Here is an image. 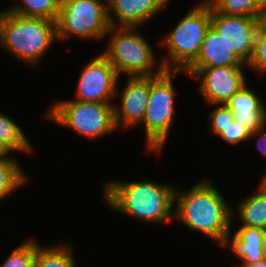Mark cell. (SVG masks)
I'll list each match as a JSON object with an SVG mask.
<instances>
[{"mask_svg": "<svg viewBox=\"0 0 266 267\" xmlns=\"http://www.w3.org/2000/svg\"><path fill=\"white\" fill-rule=\"evenodd\" d=\"M104 182L101 189L103 201L113 212L163 226L174 221L176 186L173 184L147 179Z\"/></svg>", "mask_w": 266, "mask_h": 267, "instance_id": "1", "label": "cell"}, {"mask_svg": "<svg viewBox=\"0 0 266 267\" xmlns=\"http://www.w3.org/2000/svg\"><path fill=\"white\" fill-rule=\"evenodd\" d=\"M209 179L175 190L174 220L203 233L222 248L233 230L232 208Z\"/></svg>", "mask_w": 266, "mask_h": 267, "instance_id": "2", "label": "cell"}, {"mask_svg": "<svg viewBox=\"0 0 266 267\" xmlns=\"http://www.w3.org/2000/svg\"><path fill=\"white\" fill-rule=\"evenodd\" d=\"M57 41L56 21L0 10V46L16 60L38 67L45 52Z\"/></svg>", "mask_w": 266, "mask_h": 267, "instance_id": "3", "label": "cell"}, {"mask_svg": "<svg viewBox=\"0 0 266 267\" xmlns=\"http://www.w3.org/2000/svg\"><path fill=\"white\" fill-rule=\"evenodd\" d=\"M138 27L111 26L106 50L100 52L115 68L118 76H154L165 69ZM153 49V50H152Z\"/></svg>", "mask_w": 266, "mask_h": 267, "instance_id": "4", "label": "cell"}, {"mask_svg": "<svg viewBox=\"0 0 266 267\" xmlns=\"http://www.w3.org/2000/svg\"><path fill=\"white\" fill-rule=\"evenodd\" d=\"M176 23L159 42L167 51V56L164 54L160 61L165 70L185 71L197 59L211 25V7L202 0Z\"/></svg>", "mask_w": 266, "mask_h": 267, "instance_id": "5", "label": "cell"}, {"mask_svg": "<svg viewBox=\"0 0 266 267\" xmlns=\"http://www.w3.org/2000/svg\"><path fill=\"white\" fill-rule=\"evenodd\" d=\"M184 71L164 70L159 75L149 76V100L142 122L144 124L148 152L162 154L175 117L173 77ZM175 88V89H174Z\"/></svg>", "mask_w": 266, "mask_h": 267, "instance_id": "6", "label": "cell"}, {"mask_svg": "<svg viewBox=\"0 0 266 267\" xmlns=\"http://www.w3.org/2000/svg\"><path fill=\"white\" fill-rule=\"evenodd\" d=\"M113 105L75 99H59L51 103L44 116L49 121L76 131L88 140H96L117 131Z\"/></svg>", "mask_w": 266, "mask_h": 267, "instance_id": "7", "label": "cell"}, {"mask_svg": "<svg viewBox=\"0 0 266 267\" xmlns=\"http://www.w3.org/2000/svg\"><path fill=\"white\" fill-rule=\"evenodd\" d=\"M107 0H61L56 21L57 40L72 34L82 40H103L110 28Z\"/></svg>", "mask_w": 266, "mask_h": 267, "instance_id": "8", "label": "cell"}, {"mask_svg": "<svg viewBox=\"0 0 266 267\" xmlns=\"http://www.w3.org/2000/svg\"><path fill=\"white\" fill-rule=\"evenodd\" d=\"M247 66H220V67H188L184 72L199 82L198 92L203 96L204 102L225 104L246 83L243 69Z\"/></svg>", "mask_w": 266, "mask_h": 267, "instance_id": "9", "label": "cell"}, {"mask_svg": "<svg viewBox=\"0 0 266 267\" xmlns=\"http://www.w3.org/2000/svg\"><path fill=\"white\" fill-rule=\"evenodd\" d=\"M115 68L101 54L83 67L78 77L75 100L113 104L120 92ZM115 98V99H114Z\"/></svg>", "mask_w": 266, "mask_h": 267, "instance_id": "10", "label": "cell"}, {"mask_svg": "<svg viewBox=\"0 0 266 267\" xmlns=\"http://www.w3.org/2000/svg\"><path fill=\"white\" fill-rule=\"evenodd\" d=\"M261 19L217 13L211 8V25L244 63L250 61Z\"/></svg>", "mask_w": 266, "mask_h": 267, "instance_id": "11", "label": "cell"}, {"mask_svg": "<svg viewBox=\"0 0 266 267\" xmlns=\"http://www.w3.org/2000/svg\"><path fill=\"white\" fill-rule=\"evenodd\" d=\"M126 81L120 93V105H113L118 130L138 126L144 118L149 100V76L127 77Z\"/></svg>", "mask_w": 266, "mask_h": 267, "instance_id": "12", "label": "cell"}, {"mask_svg": "<svg viewBox=\"0 0 266 267\" xmlns=\"http://www.w3.org/2000/svg\"><path fill=\"white\" fill-rule=\"evenodd\" d=\"M170 0H107L110 26L139 27L167 8Z\"/></svg>", "mask_w": 266, "mask_h": 267, "instance_id": "13", "label": "cell"}, {"mask_svg": "<svg viewBox=\"0 0 266 267\" xmlns=\"http://www.w3.org/2000/svg\"><path fill=\"white\" fill-rule=\"evenodd\" d=\"M258 94L246 83L225 105L231 110L234 120L251 133L266 123V105Z\"/></svg>", "mask_w": 266, "mask_h": 267, "instance_id": "14", "label": "cell"}, {"mask_svg": "<svg viewBox=\"0 0 266 267\" xmlns=\"http://www.w3.org/2000/svg\"><path fill=\"white\" fill-rule=\"evenodd\" d=\"M232 236V237H231ZM232 249L241 264H250L266 258V230L259 227H239L228 235L224 250Z\"/></svg>", "mask_w": 266, "mask_h": 267, "instance_id": "15", "label": "cell"}, {"mask_svg": "<svg viewBox=\"0 0 266 267\" xmlns=\"http://www.w3.org/2000/svg\"><path fill=\"white\" fill-rule=\"evenodd\" d=\"M246 66L210 25L197 59L189 67Z\"/></svg>", "mask_w": 266, "mask_h": 267, "instance_id": "16", "label": "cell"}, {"mask_svg": "<svg viewBox=\"0 0 266 267\" xmlns=\"http://www.w3.org/2000/svg\"><path fill=\"white\" fill-rule=\"evenodd\" d=\"M255 191L252 196L239 201L237 210L232 209V221L237 215L240 227H259L266 230V192L259 186Z\"/></svg>", "mask_w": 266, "mask_h": 267, "instance_id": "17", "label": "cell"}, {"mask_svg": "<svg viewBox=\"0 0 266 267\" xmlns=\"http://www.w3.org/2000/svg\"><path fill=\"white\" fill-rule=\"evenodd\" d=\"M22 127L8 115L0 112V144L8 153L32 154L34 147Z\"/></svg>", "mask_w": 266, "mask_h": 267, "instance_id": "18", "label": "cell"}, {"mask_svg": "<svg viewBox=\"0 0 266 267\" xmlns=\"http://www.w3.org/2000/svg\"><path fill=\"white\" fill-rule=\"evenodd\" d=\"M61 243L48 246L39 245L33 261V267H76L72 245Z\"/></svg>", "mask_w": 266, "mask_h": 267, "instance_id": "19", "label": "cell"}, {"mask_svg": "<svg viewBox=\"0 0 266 267\" xmlns=\"http://www.w3.org/2000/svg\"><path fill=\"white\" fill-rule=\"evenodd\" d=\"M9 153L0 158V201L10 197L29 180L20 163Z\"/></svg>", "mask_w": 266, "mask_h": 267, "instance_id": "20", "label": "cell"}, {"mask_svg": "<svg viewBox=\"0 0 266 267\" xmlns=\"http://www.w3.org/2000/svg\"><path fill=\"white\" fill-rule=\"evenodd\" d=\"M19 2L5 9L26 17L46 18L52 21L58 19L61 0H20Z\"/></svg>", "mask_w": 266, "mask_h": 267, "instance_id": "21", "label": "cell"}, {"mask_svg": "<svg viewBox=\"0 0 266 267\" xmlns=\"http://www.w3.org/2000/svg\"><path fill=\"white\" fill-rule=\"evenodd\" d=\"M217 13L264 18L266 15L255 5L254 0H205Z\"/></svg>", "mask_w": 266, "mask_h": 267, "instance_id": "22", "label": "cell"}, {"mask_svg": "<svg viewBox=\"0 0 266 267\" xmlns=\"http://www.w3.org/2000/svg\"><path fill=\"white\" fill-rule=\"evenodd\" d=\"M34 239L30 237L27 241L19 244L0 267H33L36 249L40 245Z\"/></svg>", "mask_w": 266, "mask_h": 267, "instance_id": "23", "label": "cell"}, {"mask_svg": "<svg viewBox=\"0 0 266 267\" xmlns=\"http://www.w3.org/2000/svg\"><path fill=\"white\" fill-rule=\"evenodd\" d=\"M246 66L259 76L266 74V16L259 23L253 54Z\"/></svg>", "mask_w": 266, "mask_h": 267, "instance_id": "24", "label": "cell"}, {"mask_svg": "<svg viewBox=\"0 0 266 267\" xmlns=\"http://www.w3.org/2000/svg\"><path fill=\"white\" fill-rule=\"evenodd\" d=\"M216 106L208 114L209 129L213 134L218 136L230 123L233 122L234 116L231 110L225 104H213Z\"/></svg>", "mask_w": 266, "mask_h": 267, "instance_id": "25", "label": "cell"}, {"mask_svg": "<svg viewBox=\"0 0 266 267\" xmlns=\"http://www.w3.org/2000/svg\"><path fill=\"white\" fill-rule=\"evenodd\" d=\"M251 132L241 123L233 120L219 135L220 139L231 144L237 145L241 142H248Z\"/></svg>", "mask_w": 266, "mask_h": 267, "instance_id": "26", "label": "cell"}, {"mask_svg": "<svg viewBox=\"0 0 266 267\" xmlns=\"http://www.w3.org/2000/svg\"><path fill=\"white\" fill-rule=\"evenodd\" d=\"M253 138H257L256 147L258 151H260V155L266 156V123L258 130L251 133L249 140Z\"/></svg>", "mask_w": 266, "mask_h": 267, "instance_id": "27", "label": "cell"}, {"mask_svg": "<svg viewBox=\"0 0 266 267\" xmlns=\"http://www.w3.org/2000/svg\"><path fill=\"white\" fill-rule=\"evenodd\" d=\"M234 267H266V258L250 264L234 265Z\"/></svg>", "mask_w": 266, "mask_h": 267, "instance_id": "28", "label": "cell"}, {"mask_svg": "<svg viewBox=\"0 0 266 267\" xmlns=\"http://www.w3.org/2000/svg\"><path fill=\"white\" fill-rule=\"evenodd\" d=\"M255 5L266 15V0H254Z\"/></svg>", "mask_w": 266, "mask_h": 267, "instance_id": "29", "label": "cell"}, {"mask_svg": "<svg viewBox=\"0 0 266 267\" xmlns=\"http://www.w3.org/2000/svg\"><path fill=\"white\" fill-rule=\"evenodd\" d=\"M258 186L266 192V174H264V176L261 177Z\"/></svg>", "mask_w": 266, "mask_h": 267, "instance_id": "30", "label": "cell"}, {"mask_svg": "<svg viewBox=\"0 0 266 267\" xmlns=\"http://www.w3.org/2000/svg\"><path fill=\"white\" fill-rule=\"evenodd\" d=\"M9 153L3 148V146L0 144V158L6 157Z\"/></svg>", "mask_w": 266, "mask_h": 267, "instance_id": "31", "label": "cell"}]
</instances>
